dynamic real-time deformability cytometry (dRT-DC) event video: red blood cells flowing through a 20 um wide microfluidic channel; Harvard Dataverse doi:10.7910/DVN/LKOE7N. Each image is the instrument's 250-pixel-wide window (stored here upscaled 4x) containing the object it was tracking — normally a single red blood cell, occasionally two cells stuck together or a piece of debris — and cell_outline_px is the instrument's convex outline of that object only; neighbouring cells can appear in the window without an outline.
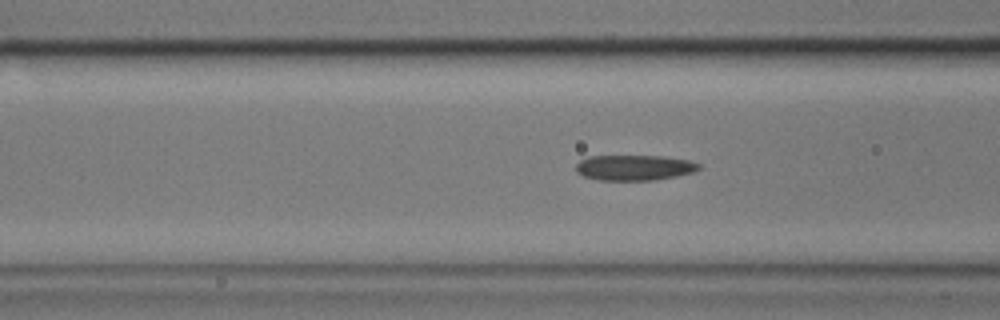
{"species": "common noctule bat (a hibernating species)", "species_latin": "Nyctalus noctula", "temperature_condition": "cold", "stored_images_in_passage": 29, "camera_frame_rate_fps": 3000, "um_per_image_px": 0.085, "animal": {"sex": "male", "body_mass_g": 17.9}, "frame": {"image": 1, "passage_image": 6, "time_ms": 1.667, "image_size_px": [1000, 320], "cell_outline_px": [[700, 168], [692, 172], [676, 176], [652, 180], [600, 180], [584, 176], [576, 172], [576, 164], [580, 160], [588, 156], [664, 156], [688, 160], [700, 164]], "centroid_in_image_um": [53.89, 14.24], "position_along_channel_um": 112.7, "area_um2": 18.15}}
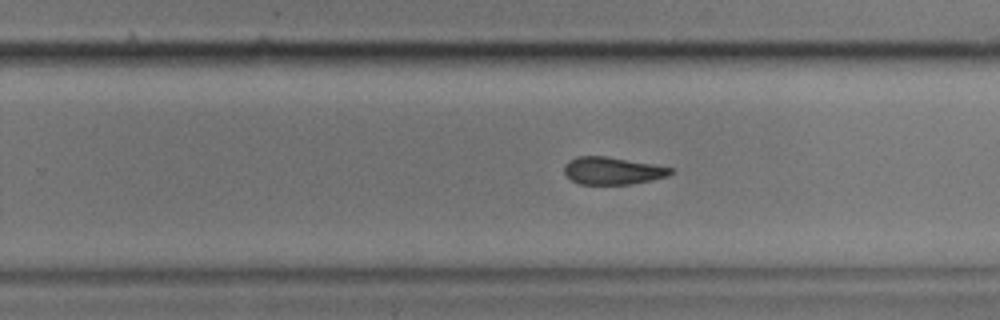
{"frame": {"image": 2, "passage_image": 20, "time_ms": 6.333, "image_size_px": [1000, 320], "cell_outline_px": [[676, 172], [668, 176], [652, 180], [632, 184], [580, 184], [572, 180], [564, 172], [564, 164], [568, 160], [576, 156], [604, 156], [656, 164], [676, 168]], "centroid_in_image_um": [52.13, 14.5], "position_along_channel_um": 277.7, "area_um2": 17.28}}
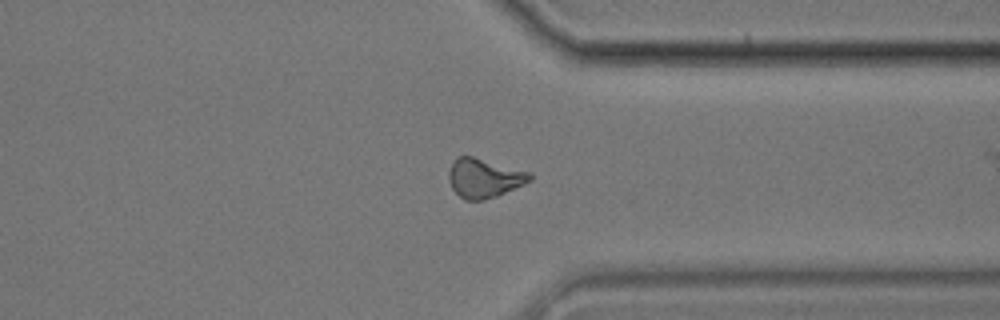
{"frame": {"image": 3, "passage_image": 28, "time_ms": 9.0, "image_size_px": [1000, 320], "cell_outline_px": [[532, 180], [524, 184], [496, 196], [484, 200], [464, 200], [452, 188], [448, 180], [448, 172], [456, 156], [472, 156], [532, 172]], "centroid_in_image_um": [41.16, 15.13], "position_along_channel_um": 370.2, "area_um2": 18.55}}